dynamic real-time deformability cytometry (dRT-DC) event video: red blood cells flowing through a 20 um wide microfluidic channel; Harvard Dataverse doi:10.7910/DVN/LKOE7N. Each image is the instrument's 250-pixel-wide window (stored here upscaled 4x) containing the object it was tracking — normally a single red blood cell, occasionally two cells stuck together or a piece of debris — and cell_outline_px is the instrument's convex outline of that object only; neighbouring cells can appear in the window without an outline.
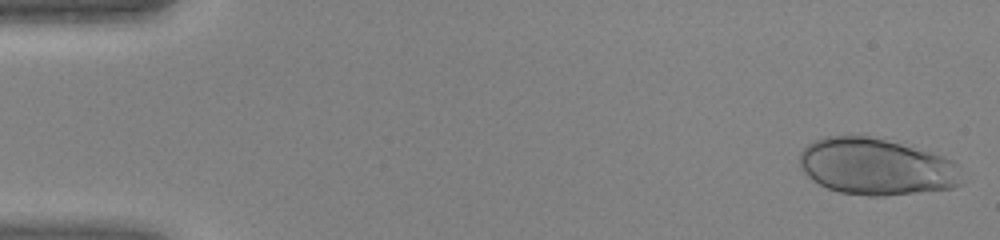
{"species": "human", "species_latin": "Homo sapiens", "temperature_condition": "warm", "stored_images_in_passage": 44, "camera_frame_rate_fps": 3000, "um_per_image_px": 0.085, "donor": {"sex": "female"}, "frame": {"image": 1, "passage_image": 1, "time_ms": 0.0, "image_size_px": [1000, 240], "cell_outline_px": [[960, 184], [952, 188], [920, 192], [884, 196], [868, 196], [840, 192], [828, 188], [812, 180], [804, 172], [800, 164], [800, 152], [808, 144], [824, 136], [848, 132], [868, 136], [932, 152], [956, 160]], "centroid_in_image_um": [74.44, 14.14], "position_along_channel_um": 10.6, "area_um2": 53.87}}
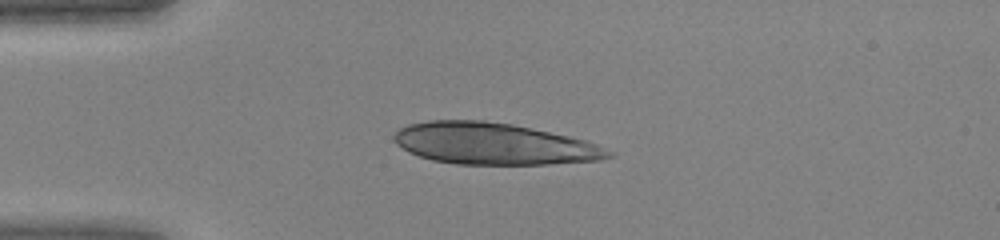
{"frame": {"image": 2, "passage_image": 11, "time_ms": 3.333, "image_size_px": [1000, 240], "cell_outline_px": [[616, 156], [600, 160], [548, 164], [456, 164], [432, 160], [408, 152], [396, 144], [392, 136], [400, 128], [408, 124], [428, 120], [484, 120], [512, 124], [568, 136], [584, 140], [596, 144], [616, 152]], "centroid_in_image_um": [41.97, 12.22], "position_along_channel_um": 43.0, "area_um2": 52.14}}